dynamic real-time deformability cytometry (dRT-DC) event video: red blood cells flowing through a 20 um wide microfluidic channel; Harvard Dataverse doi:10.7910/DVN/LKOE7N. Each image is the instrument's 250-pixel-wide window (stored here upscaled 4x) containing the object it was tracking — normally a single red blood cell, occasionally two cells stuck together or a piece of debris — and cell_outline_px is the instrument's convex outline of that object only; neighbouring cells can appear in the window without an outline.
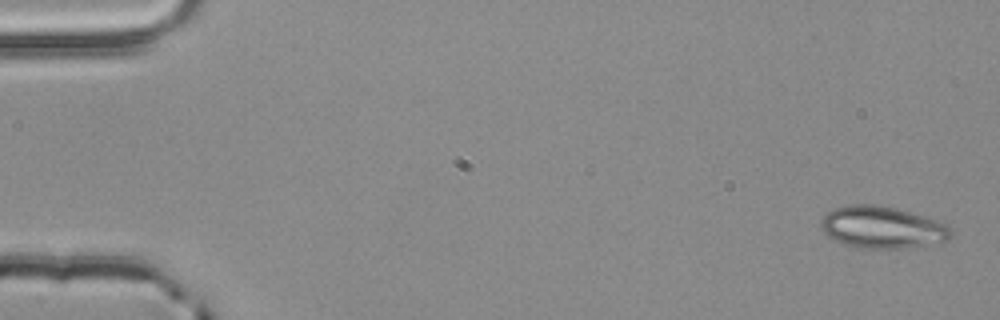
{"species": "common noctule bat (a hibernating species)", "species_latin": "Nyctalus noctula", "temperature_condition": "room temperature", "stored_images_in_passage": 3, "camera_frame_rate_fps": 3000, "um_per_image_px": 0.085, "animal": {"sex": "male", "body_mass_g": 20.4}, "frame": {"image": 1, "passage_image": 1, "time_ms": 0.0, "image_size_px": [1000, 320], "cell_outline_px": [[952, 236], [944, 240], [908, 248], [852, 248], [836, 240], [824, 232], [820, 224], [820, 220], [828, 212], [836, 208], [852, 204], [880, 204], [896, 208], [924, 216], [948, 224], [952, 232]], "centroid_in_image_um": [74.98, 19.31], "position_along_channel_um": 10.0, "area_um2": 31.67}}